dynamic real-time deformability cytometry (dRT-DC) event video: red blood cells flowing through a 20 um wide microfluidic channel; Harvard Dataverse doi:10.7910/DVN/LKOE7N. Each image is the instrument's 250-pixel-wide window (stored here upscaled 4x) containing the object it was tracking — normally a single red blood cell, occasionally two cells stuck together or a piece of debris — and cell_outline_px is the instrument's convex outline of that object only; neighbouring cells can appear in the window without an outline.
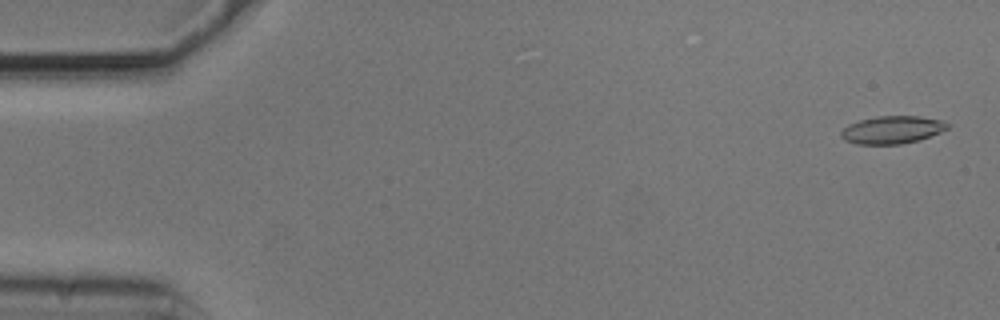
{"species": "common noctule bat (a hibernating species)", "species_latin": "Nyctalus noctula", "temperature_condition": "cold", "stored_images_in_passage": 54, "camera_frame_rate_fps": 3000, "um_per_image_px": 0.085, "animal": {"sex": "male", "body_mass_g": 20.5, "forearm_length_mm": 52.5}, "frame": {"image": 1, "passage_image": 2, "time_ms": 0.333, "image_size_px": [1000, 320], "cell_outline_px": [[948, 128], [940, 132], [920, 140], [900, 144], [856, 144], [844, 140], [840, 136], [840, 132], [848, 124], [860, 120], [876, 116], [920, 116], [940, 120], [948, 124]], "centroid_in_image_um": [75.8, 11.03], "position_along_channel_um": 9.2, "area_um2": 17.17}}
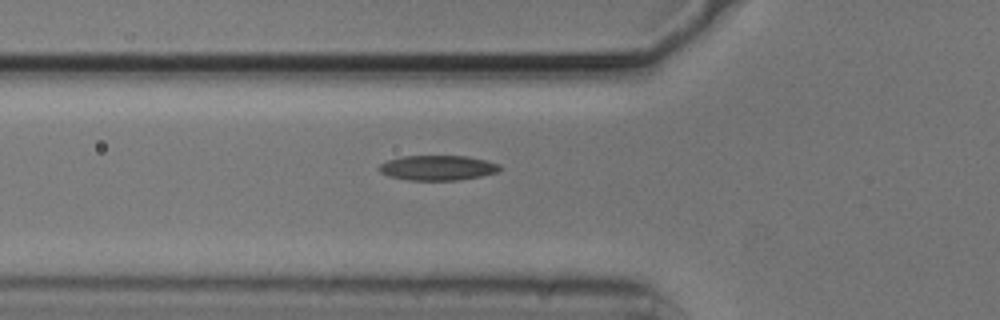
{"frame": {"image": 2, "passage_image": 19, "time_ms": 6.0, "image_size_px": [1000, 320], "cell_outline_px": [[504, 168], [496, 172], [480, 176], [460, 180], [408, 180], [388, 176], [380, 172], [376, 168], [380, 164], [388, 160], [400, 156], [468, 156], [500, 164]], "centroid_in_image_um": [37.18, 14.26], "position_along_channel_um": 88.6, "area_um2": 17.69}}
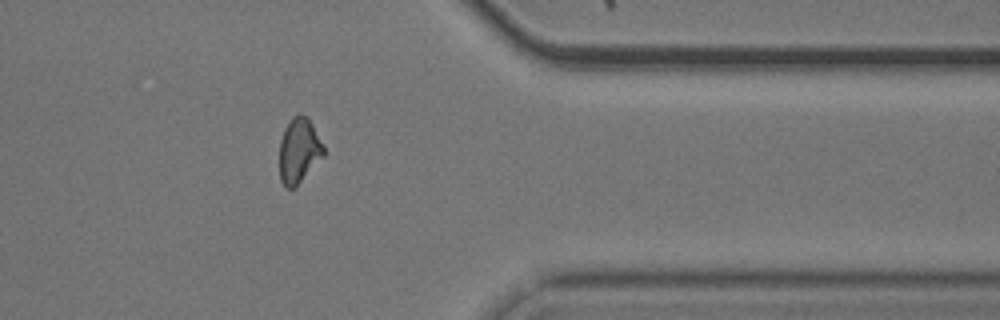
{"frame": {"image": 3, "passage_image": 44, "time_ms": 14.333, "image_size_px": [1000, 320], "cell_outline_px": [[324, 156], [292, 188], [284, 188], [280, 180], [280, 140], [284, 128], [292, 116], [300, 112], [308, 116], [324, 148]], "centroid_in_image_um": [25.39, 12.74], "position_along_channel_um": 386.0, "area_um2": 16.59}, "authors_computed_cell_mechanics": {"area_um2": 17.2533, "velocity_mm_per_s": 3.7272, "shape_relaxation_time_tau1_ms": 3.9901, "shape_relaxation_time_tau2_ms": 3.5303, "deformation_change_tau1": 0.133, "deformation_change_tau2": 0.0969}}